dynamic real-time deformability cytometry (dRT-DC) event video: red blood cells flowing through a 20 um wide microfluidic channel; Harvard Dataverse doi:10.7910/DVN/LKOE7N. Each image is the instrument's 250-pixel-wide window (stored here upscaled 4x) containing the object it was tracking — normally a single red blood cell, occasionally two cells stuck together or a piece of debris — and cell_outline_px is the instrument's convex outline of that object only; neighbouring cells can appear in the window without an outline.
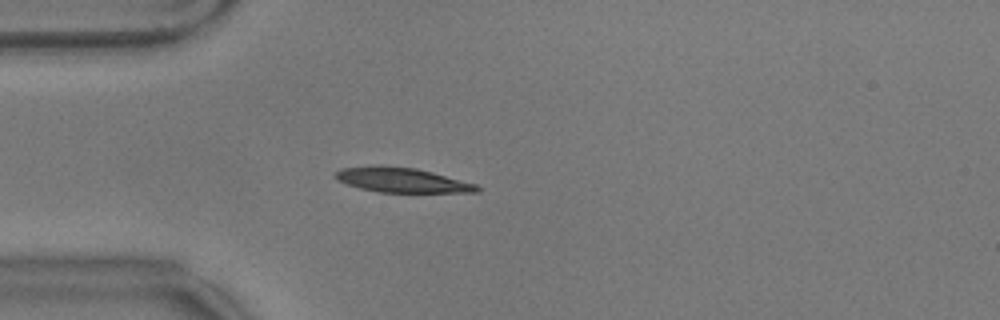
{"species": "common noctule bat (a hibernating species)", "species_latin": "Nyctalus noctula", "temperature_condition": "warm", "stored_images_in_passage": 23, "camera_frame_rate_fps": 3000, "um_per_image_px": 0.085, "animal": {"sex": "male", "body_mass_g": 17.9}, "frame": {"image": 1, "passage_image": 15, "time_ms": 4.667, "image_size_px": [1000, 320], "cell_outline_px": [[480, 192], [380, 192], [360, 188], [336, 180], [336, 172], [340, 168], [376, 164], [380, 164], [416, 168], [432, 172], [476, 184], [480, 188]], "centroid_in_image_um": [34.12, 15.28], "position_along_channel_um": 50.9, "area_um2": 20.46}}